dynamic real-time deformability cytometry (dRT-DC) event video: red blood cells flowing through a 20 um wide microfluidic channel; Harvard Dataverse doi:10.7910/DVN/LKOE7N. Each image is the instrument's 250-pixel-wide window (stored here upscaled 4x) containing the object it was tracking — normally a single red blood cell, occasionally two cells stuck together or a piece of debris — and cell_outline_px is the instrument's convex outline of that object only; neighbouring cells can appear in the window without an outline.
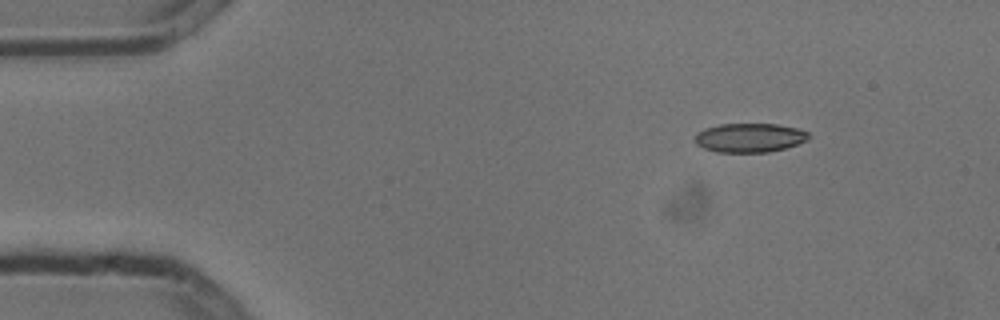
{"species": "common noctule bat (a hibernating species)", "species_latin": "Nyctalus noctula", "temperature_condition": "cold", "stored_images_in_passage": 8, "camera_frame_rate_fps": 3000, "um_per_image_px": 0.085, "animal": {"sex": "male", "body_mass_g": 13.3}, "frame": {"image": 1, "passage_image": 1, "time_ms": 0.0, "image_size_px": [1000, 320], "cell_outline_px": [[808, 140], [784, 148], [768, 152], [716, 152], [704, 148], [696, 144], [696, 136], [704, 128], [720, 124], [776, 124], [796, 128], [808, 132]], "centroid_in_image_um": [63.71, 11.71], "position_along_channel_um": 21.3, "area_um2": 19.02}}
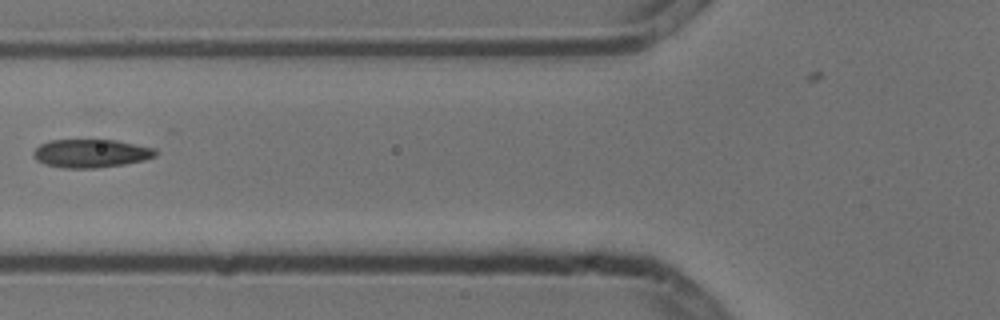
{"frame": {"image": 2, "passage_image": 5, "time_ms": 1.333, "image_size_px": [1000, 320], "cell_outline_px": [[156, 156], [144, 160], [124, 164], [96, 168], [64, 168], [48, 164], [36, 160], [32, 152], [40, 144], [48, 140], [116, 140], [156, 148]], "centroid_in_image_um": [7.74, 13.03], "position_along_channel_um": 118.1, "area_um2": 20.11}}
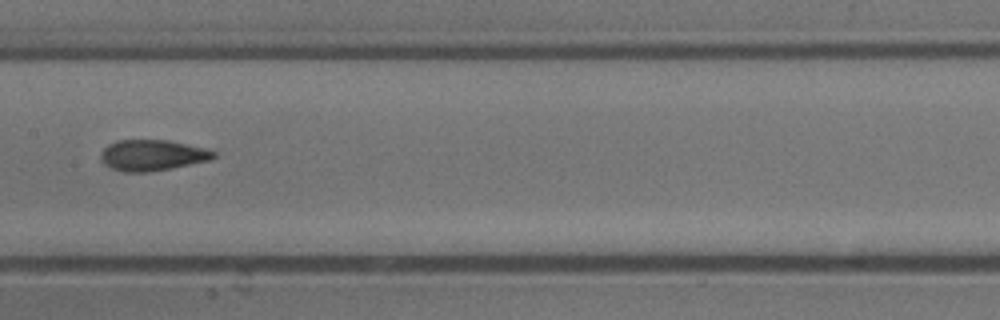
{"frame": {"image": 3, "passage_image": 7, "time_ms": 2.0, "image_size_px": [1000, 320], "cell_outline_px": [[216, 156], [208, 160], [168, 168], [144, 172], [124, 172], [112, 168], [104, 164], [100, 156], [104, 148], [108, 144], [116, 140], [168, 140], [204, 148], [216, 152]], "centroid_in_image_um": [12.9, 13.18], "position_along_channel_um": 194.5, "area_um2": 19.94}}